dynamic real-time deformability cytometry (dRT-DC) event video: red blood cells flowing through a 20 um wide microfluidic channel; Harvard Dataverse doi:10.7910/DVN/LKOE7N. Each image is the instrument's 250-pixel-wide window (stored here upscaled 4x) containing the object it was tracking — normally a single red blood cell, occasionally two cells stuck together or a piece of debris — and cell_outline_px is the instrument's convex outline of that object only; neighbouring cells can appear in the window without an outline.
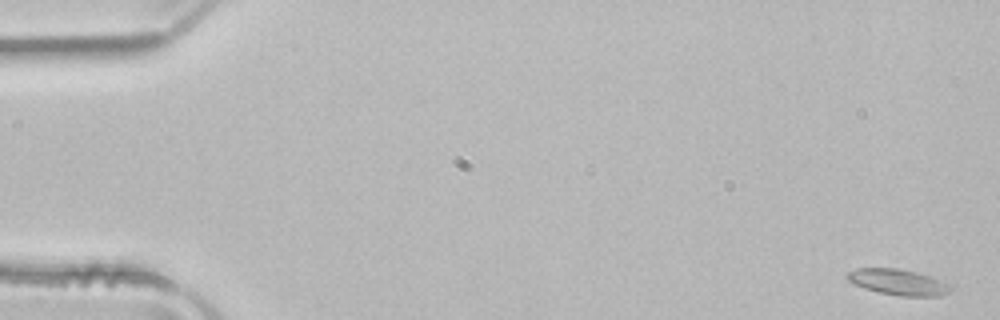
{"species": "common noctule bat (a hibernating species)", "species_latin": "Nyctalus noctula", "temperature_condition": "room temperature", "stored_images_in_passage": 52, "camera_frame_rate_fps": 3000, "um_per_image_px": 0.085, "animal": {"sex": "male", "body_mass_g": 21.5, "forearm_length_mm": 52.0}, "frame": {"image": 1, "passage_image": 1, "time_ms": 0.0, "image_size_px": [1000, 320], "cell_outline_px": [[952, 288], [948, 292], [940, 296], [900, 296], [880, 292], [864, 288], [848, 280], [844, 276], [848, 272], [856, 268], [900, 268], [916, 272], [940, 280], [948, 284]], "centroid_in_image_um": [76.31, 23.97], "position_along_channel_um": 8.7, "area_um2": 15.43}}
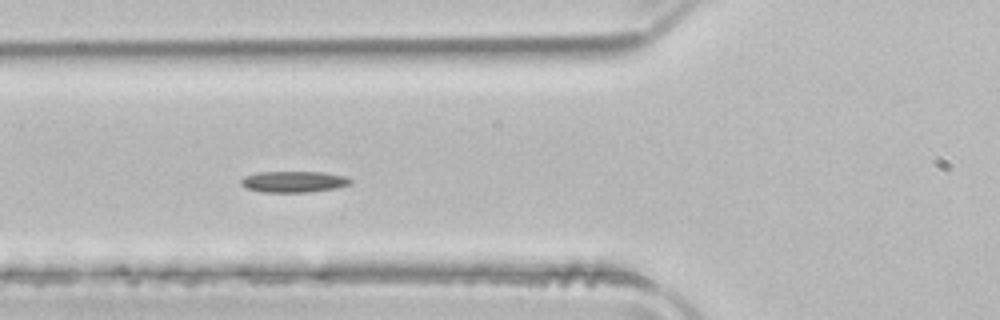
{"frame": {"image": 2, "passage_image": 19, "time_ms": 6.0, "image_size_px": [1000, 320], "cell_outline_px": [[352, 184], [336, 188], [312, 192], [260, 192], [248, 188], [240, 184], [240, 180], [244, 176], [256, 172], [324, 172], [348, 176], [352, 180]], "centroid_in_image_um": [25.0, 15.44], "position_along_channel_um": 100.8, "area_um2": 13.76}}
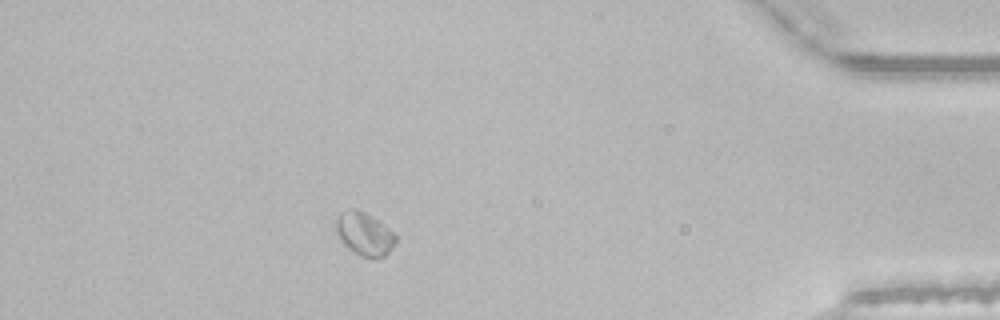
{"frame": {"image": 3, "passage_image": 46, "time_ms": 15.0, "image_size_px": [1000, 320], "cell_outline_px": [[396, 244], [384, 256], [376, 260], [372, 260], [360, 256], [348, 248], [340, 240], [336, 232], [336, 220], [340, 212], [348, 208], [356, 208], [364, 212], [388, 228], [396, 236]], "centroid_in_image_um": [30.96, 19.91], "position_along_channel_um": 404.2, "area_um2": 15.14}}